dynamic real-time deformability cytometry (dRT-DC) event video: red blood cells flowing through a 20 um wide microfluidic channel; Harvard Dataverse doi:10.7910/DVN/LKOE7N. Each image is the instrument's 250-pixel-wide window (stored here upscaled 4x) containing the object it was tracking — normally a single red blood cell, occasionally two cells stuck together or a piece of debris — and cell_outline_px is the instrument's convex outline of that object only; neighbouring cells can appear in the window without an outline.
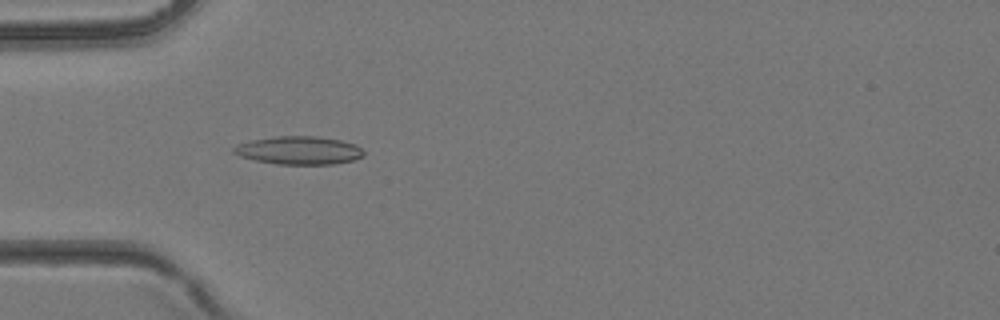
{"species": "common noctule bat (a hibernating species)", "species_latin": "Nyctalus noctula", "temperature_condition": "room temperature", "stored_images_in_passage": 17, "camera_frame_rate_fps": 3000, "um_per_image_px": 0.085, "animal": {"sex": "female", "body_mass_g": 24.6, "forearm_length_mm": 56.2}, "frame": {"image": 1, "passage_image": 8, "time_ms": 2.333, "image_size_px": [1000, 320], "cell_outline_px": [[364, 156], [352, 160], [336, 164], [276, 164], [256, 160], [240, 156], [232, 152], [232, 148], [236, 144], [248, 140], [272, 136], [316, 136], [340, 140], [356, 144], [364, 152]], "centroid_in_image_um": [25.37, 12.77], "position_along_channel_um": 59.6, "area_um2": 21.5}}
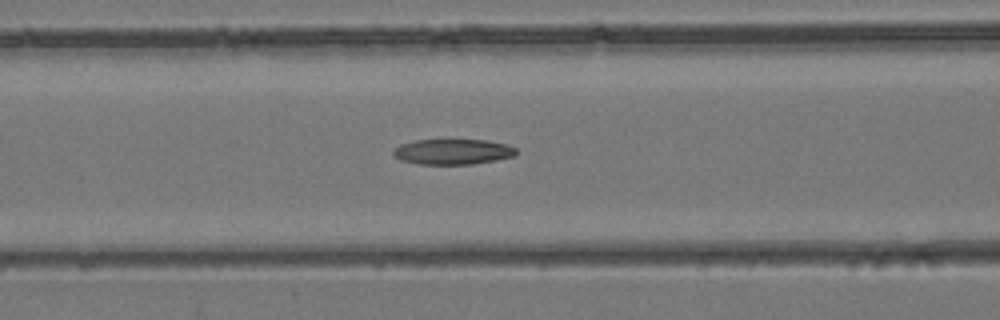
{"frame": {"image": 2, "passage_image": 12, "time_ms": 3.667, "image_size_px": [1000, 320], "cell_outline_px": [[520, 152], [516, 156], [496, 160], [472, 164], [416, 164], [400, 160], [392, 152], [400, 144], [416, 140], [488, 140], [508, 144], [516, 148]], "centroid_in_image_um": [38.55, 12.9], "position_along_channel_um": 128.0, "area_um2": 18.38}}
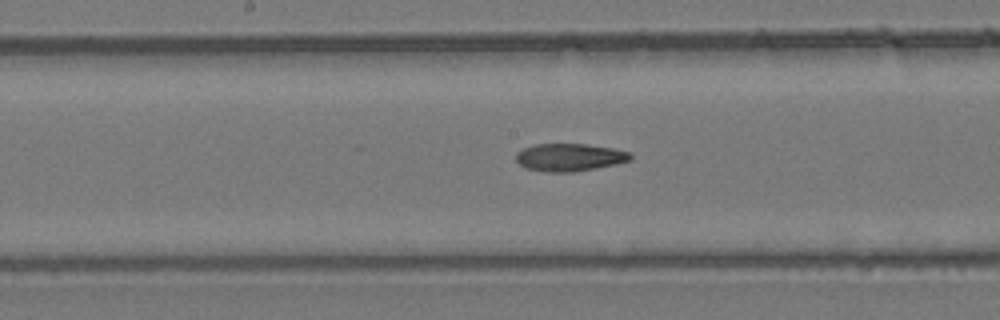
{"frame": {"image": 3, "passage_image": 16, "time_ms": 5.0, "image_size_px": [1000, 320], "cell_outline_px": [[632, 160], [616, 164], [596, 168], [572, 172], [548, 172], [524, 168], [516, 160], [516, 152], [524, 148], [536, 144], [584, 144], [612, 148], [632, 152]], "centroid_in_image_um": [48.42, 13.37], "position_along_channel_um": 199.8, "area_um2": 18.5}}